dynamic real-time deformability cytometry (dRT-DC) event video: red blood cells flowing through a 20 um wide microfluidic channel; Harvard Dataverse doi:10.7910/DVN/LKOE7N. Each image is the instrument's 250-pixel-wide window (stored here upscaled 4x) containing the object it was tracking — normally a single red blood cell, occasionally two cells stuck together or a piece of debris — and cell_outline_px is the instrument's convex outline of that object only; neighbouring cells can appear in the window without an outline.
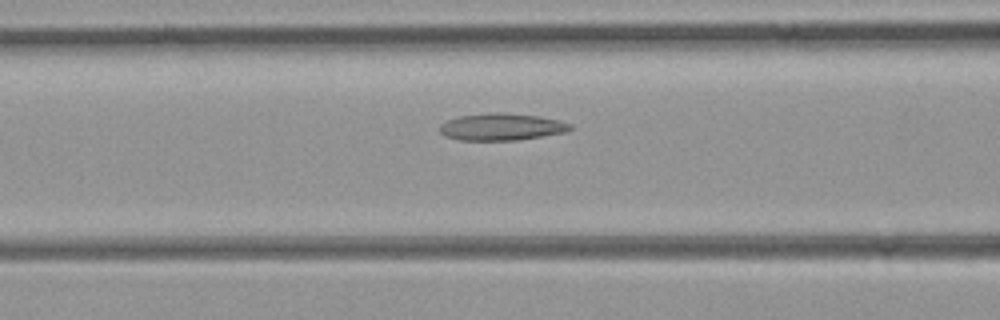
{"species": "common noctule bat (a hibernating species)", "species_latin": "Nyctalus noctula", "temperature_condition": "room temperature", "stored_images_in_passage": 50, "camera_frame_rate_fps": 3000, "um_per_image_px": 0.085, "animal": {"sex": "female", "body_mass_g": 21.9}, "frame": {"image": 1, "passage_image": 20, "time_ms": 6.333, "image_size_px": [1000, 320], "cell_outline_px": [[572, 128], [568, 132], [516, 140], [460, 140], [444, 136], [440, 132], [440, 124], [448, 120], [460, 116], [488, 112], [504, 112], [540, 116], [560, 120], [572, 124]], "centroid_in_image_um": [42.66, 10.77], "position_along_channel_um": 123.9, "area_um2": 20.75}}
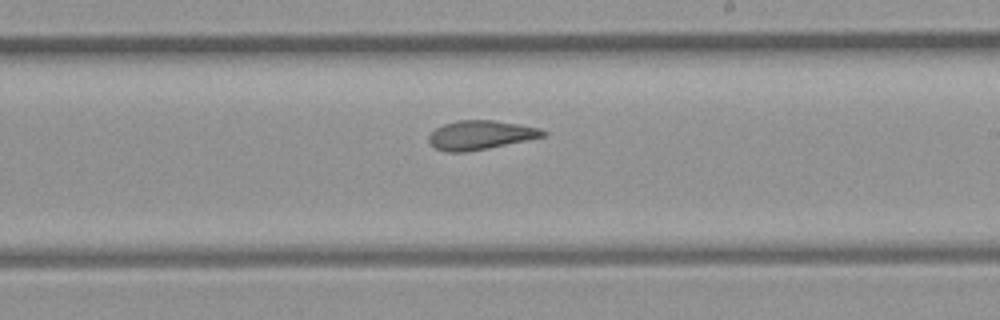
{"frame": {"image": 2, "passage_image": 29, "time_ms": 9.333, "image_size_px": [1000, 320], "cell_outline_px": [[548, 136], [468, 152], [444, 152], [436, 148], [428, 140], [428, 136], [436, 128], [444, 124], [456, 120], [492, 120], [540, 128], [548, 132]], "centroid_in_image_um": [40.86, 11.48], "position_along_channel_um": 248.1, "area_um2": 19.36}}
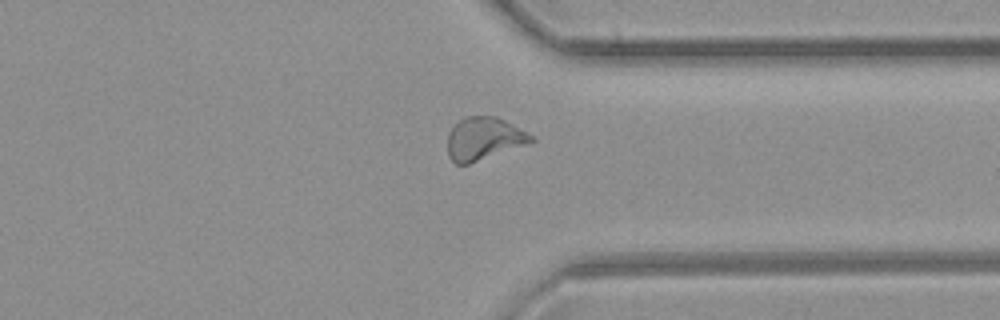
{"frame": {"image": 3, "passage_image": 38, "time_ms": 12.333, "image_size_px": [1000, 320], "cell_outline_px": [[536, 140], [528, 144], [468, 164], [456, 164], [448, 156], [448, 132], [464, 116], [496, 116], [536, 136]], "centroid_in_image_um": [41.15, 11.78], "position_along_channel_um": 370.2, "area_um2": 20.87}}